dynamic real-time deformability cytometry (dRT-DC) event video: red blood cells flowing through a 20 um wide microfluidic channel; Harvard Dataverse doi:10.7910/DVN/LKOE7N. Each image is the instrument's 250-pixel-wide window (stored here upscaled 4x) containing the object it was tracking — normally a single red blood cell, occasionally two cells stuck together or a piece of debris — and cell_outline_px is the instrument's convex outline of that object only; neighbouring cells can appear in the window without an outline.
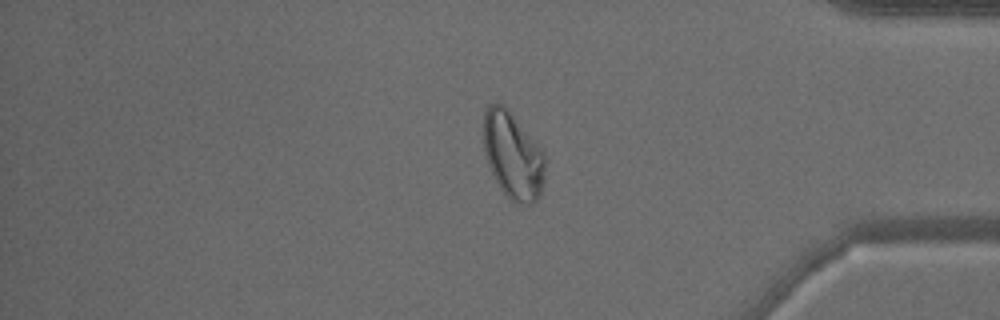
{"species": "common noctule bat (a hibernating species)", "species_latin": "Nyctalus noctula", "temperature_condition": "warm", "stored_images_in_passage": 35, "camera_frame_rate_fps": 3000, "um_per_image_px": 0.085, "animal": {"sex": "male", "body_mass_g": 15.6}, "frame": {"image": 1, "passage_image": 26, "time_ms": 8.333, "image_size_px": [1000, 320], "cell_outline_px": [[544, 180], [540, 196], [532, 204], [528, 204], [512, 200], [500, 188], [488, 164], [484, 152], [484, 112], [488, 104], [500, 104], [508, 108], [544, 152]], "centroid_in_image_um": [43.59, 13.2], "position_along_channel_um": 391.6, "area_um2": 30.81}}